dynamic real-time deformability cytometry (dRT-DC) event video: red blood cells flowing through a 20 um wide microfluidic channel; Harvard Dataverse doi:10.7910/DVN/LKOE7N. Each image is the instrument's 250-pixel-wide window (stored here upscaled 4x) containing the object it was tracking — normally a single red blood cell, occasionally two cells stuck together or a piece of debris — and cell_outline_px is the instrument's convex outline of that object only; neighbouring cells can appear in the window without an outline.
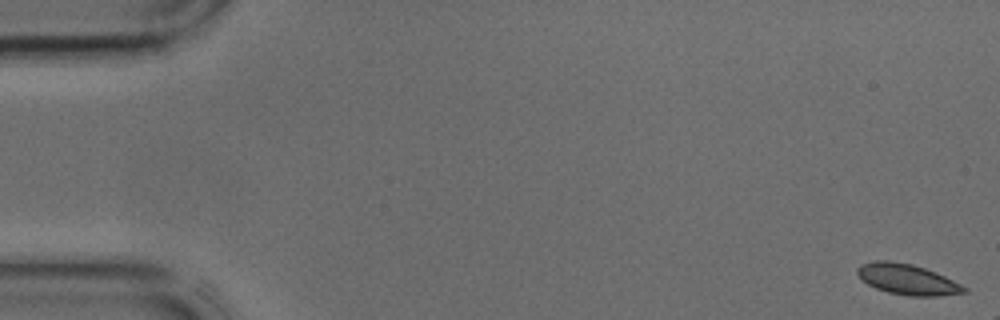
{"species": "common noctule bat (a hibernating species)", "species_latin": "Nyctalus noctula", "temperature_condition": "cold", "stored_images_in_passage": 9, "camera_frame_rate_fps": 3000, "um_per_image_px": 0.085, "animal": {"sex": "male", "body_mass_g": 17.9, "forearm_length_mm": 54.2}, "frame": {"image": 1, "passage_image": 1, "time_ms": 0.0, "image_size_px": [1000, 320], "cell_outline_px": [[968, 292], [936, 296], [908, 296], [888, 292], [876, 288], [868, 284], [856, 272], [856, 268], [860, 264], [876, 260], [888, 260], [912, 264], [936, 272], [968, 288]], "centroid_in_image_um": [77.12, 23.74], "position_along_channel_um": 7.9, "area_um2": 18.96}}